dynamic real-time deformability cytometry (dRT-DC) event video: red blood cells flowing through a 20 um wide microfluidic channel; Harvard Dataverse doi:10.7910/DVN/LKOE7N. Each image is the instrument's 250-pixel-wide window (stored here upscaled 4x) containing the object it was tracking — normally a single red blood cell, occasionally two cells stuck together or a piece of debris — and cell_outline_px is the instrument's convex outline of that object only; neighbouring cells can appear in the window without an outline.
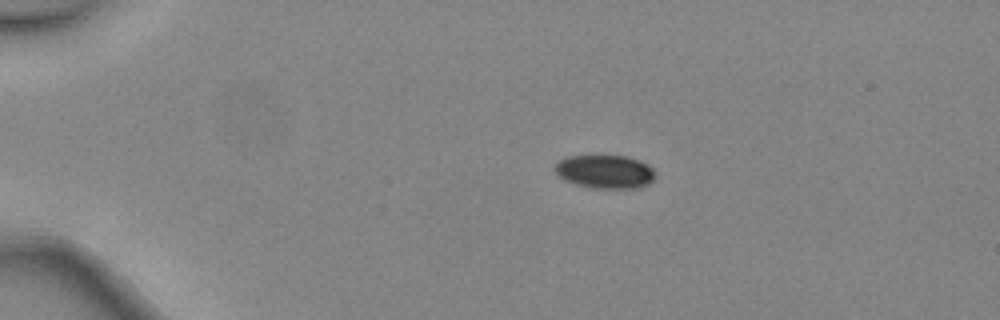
{"species": "common noctule bat (a hibernating species)", "species_latin": "Nyctalus noctula", "temperature_condition": "warm", "stored_images_in_passage": 3, "camera_frame_rate_fps": 3000, "um_per_image_px": 0.085, "animal": {"sex": "female", "body_mass_g": 24.6, "forearm_length_mm": 56.2}, "frame": {"image": 1, "passage_image": 1, "time_ms": 0.0, "image_size_px": [1000, 320], "cell_outline_px": [[656, 176], [648, 184], [640, 188], [592, 188], [576, 184], [564, 180], [552, 168], [560, 160], [568, 156], [624, 156], [648, 164], [656, 172]], "centroid_in_image_um": [51.43, 14.6], "position_along_channel_um": 33.6, "area_um2": 19.54}}
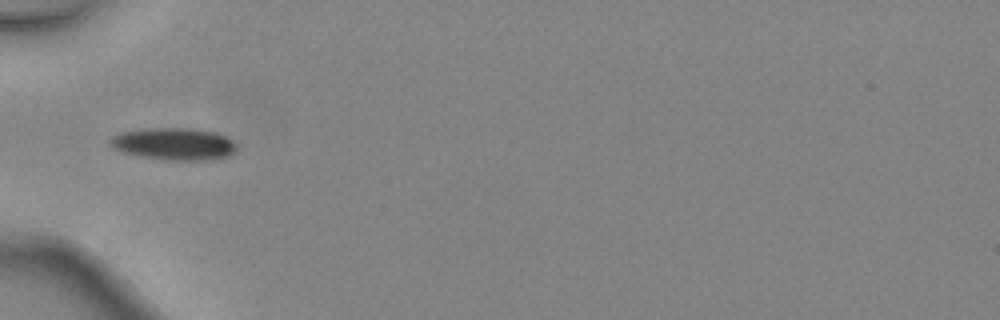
{"frame": {"image": 2, "passage_image": 3, "time_ms": 0.667, "image_size_px": [1000, 320], "cell_outline_px": [[236, 148], [228, 156], [212, 160], [164, 160], [140, 156], [124, 152], [112, 148], [108, 140], [112, 136], [120, 132], [144, 128], [196, 128], [216, 132], [232, 140], [236, 144]], "centroid_in_image_um": [14.76, 12.22], "position_along_channel_um": 70.2, "area_um2": 23.93}}